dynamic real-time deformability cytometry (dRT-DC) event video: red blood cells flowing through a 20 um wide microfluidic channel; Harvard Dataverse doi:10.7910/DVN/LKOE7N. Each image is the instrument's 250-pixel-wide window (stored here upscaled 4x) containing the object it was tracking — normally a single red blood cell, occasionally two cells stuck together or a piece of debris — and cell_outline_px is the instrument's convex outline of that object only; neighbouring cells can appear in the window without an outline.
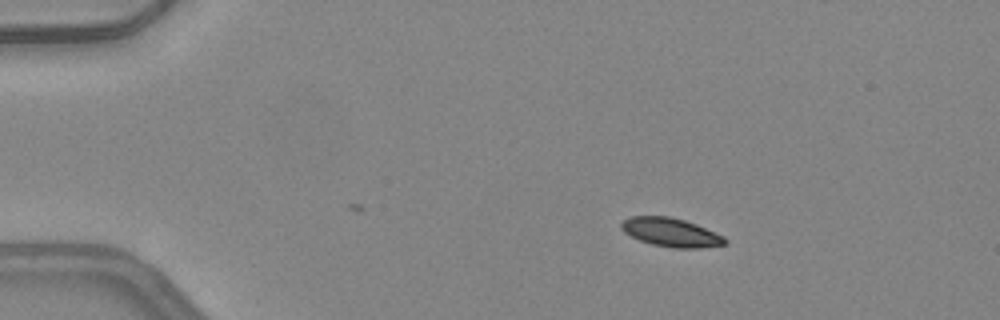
{"species": "common noctule bat (a hibernating species)", "species_latin": "Nyctalus noctula", "temperature_condition": "warm", "stored_images_in_passage": 32, "camera_frame_rate_fps": 3000, "um_per_image_px": 0.085, "animal": {"sex": "female", "body_mass_g": 24.6, "forearm_length_mm": 56.2}, "frame": {"image": 1, "passage_image": 1, "time_ms": 0.0, "image_size_px": [1000, 320], "cell_outline_px": [[728, 244], [700, 248], [672, 248], [652, 244], [640, 240], [624, 232], [620, 228], [620, 224], [624, 220], [632, 216], [668, 216], [684, 220], [696, 224], [724, 236], [728, 240]], "centroid_in_image_um": [57.05, 19.76], "position_along_channel_um": 27.9, "area_um2": 17.34}}
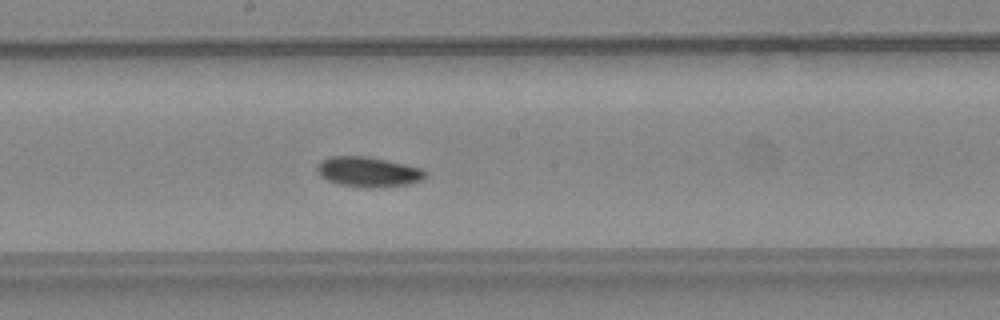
{"frame": {"image": 2, "passage_image": 20, "time_ms": 6.333, "image_size_px": [1000, 320], "cell_outline_px": [[428, 176], [424, 180], [408, 184], [380, 188], [340, 184], [328, 180], [320, 176], [316, 168], [324, 160], [332, 156], [364, 156], [424, 168], [428, 172]], "centroid_in_image_um": [31.4, 14.61], "position_along_channel_um": 216.8, "area_um2": 18.79}}
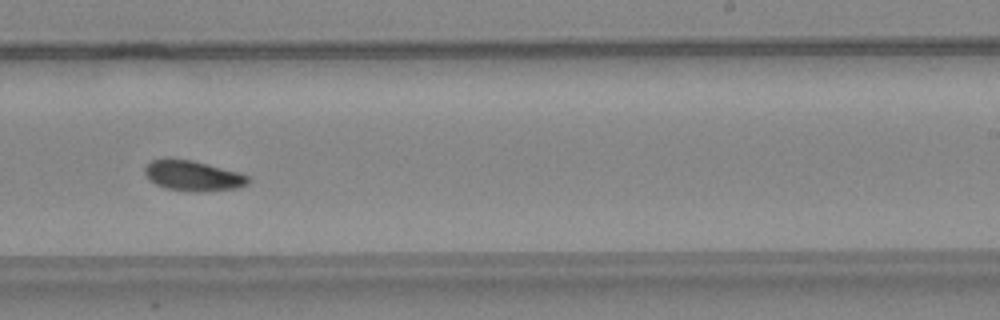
{"frame": {"image": 3, "passage_image": 24, "time_ms": 7.667, "image_size_px": [1000, 320], "cell_outline_px": [[252, 180], [248, 184], [236, 188], [200, 192], [192, 192], [164, 188], [148, 180], [144, 172], [144, 168], [152, 160], [164, 156], [192, 160], [240, 172], [248, 176]], "centroid_in_image_um": [16.37, 14.92], "position_along_channel_um": 272.6, "area_um2": 18.79}, "authors_computed_cell_mechanics": {"area_um2": 18.2648, "velocity_mm_per_s": 4.197, "shape_relaxation_time_tau1_ms": 6.3151, "shape_relaxation_time_tau2_ms": 2.9926, "deformation_change_tau1": 0.1172, "deformation_change_tau2": 0.0782}}